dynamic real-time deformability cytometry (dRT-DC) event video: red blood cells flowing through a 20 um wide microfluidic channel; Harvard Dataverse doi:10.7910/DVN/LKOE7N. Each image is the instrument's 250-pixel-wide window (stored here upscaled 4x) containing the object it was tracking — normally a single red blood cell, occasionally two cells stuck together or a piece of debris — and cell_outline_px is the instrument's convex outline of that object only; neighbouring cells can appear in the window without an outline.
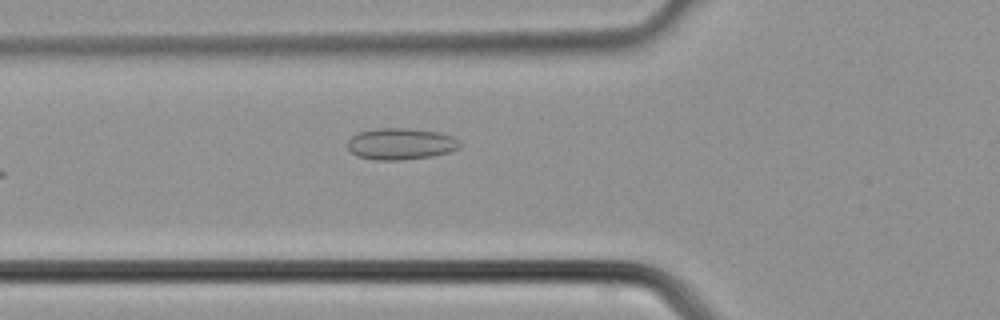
{"species": "common noctule bat (a hibernating species)", "species_latin": "Nyctalus noctula", "temperature_condition": "cold", "stored_images_in_passage": 25, "camera_frame_rate_fps": 3000, "um_per_image_px": 0.085, "animal": {"sex": "male", "body_mass_g": 21.5, "forearm_length_mm": 52.0}, "frame": {"image": 1, "passage_image": 2, "time_ms": 0.333, "image_size_px": [1000, 320], "cell_outline_px": [[464, 144], [460, 148], [448, 152], [432, 156], [400, 160], [376, 160], [356, 156], [348, 148], [348, 140], [356, 132], [376, 128], [408, 128], [440, 132], [452, 136], [460, 140]], "centroid_in_image_um": [34.09, 12.22], "position_along_channel_um": 91.7, "area_um2": 20.92}}
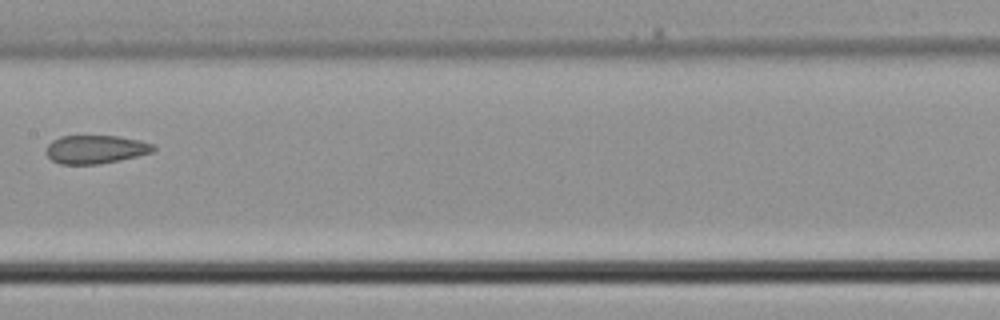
{"frame": {"image": 2, "passage_image": 8, "time_ms": 2.333, "image_size_px": [1000, 320], "cell_outline_px": [[156, 148], [152, 152], [120, 160], [96, 164], [60, 164], [52, 160], [44, 152], [48, 144], [52, 140], [60, 136], [116, 136], [140, 140], [156, 144]], "centroid_in_image_um": [8.12, 12.69], "position_along_channel_um": 199.3, "area_um2": 17.8}}
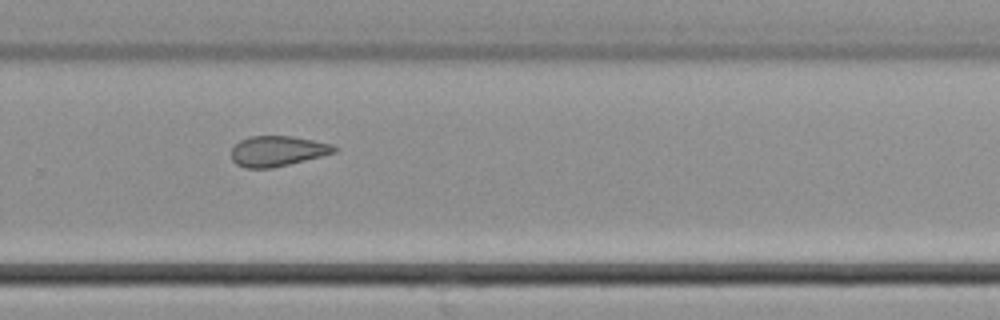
{"frame": {"image": 3, "passage_image": 14, "time_ms": 4.333, "image_size_px": [1000, 320], "cell_outline_px": [[336, 152], [272, 168], [244, 168], [236, 164], [232, 160], [232, 148], [240, 140], [252, 136], [292, 136], [332, 144], [336, 148]], "centroid_in_image_um": [23.55, 12.84], "position_along_channel_um": 306.2, "area_um2": 17.98}}